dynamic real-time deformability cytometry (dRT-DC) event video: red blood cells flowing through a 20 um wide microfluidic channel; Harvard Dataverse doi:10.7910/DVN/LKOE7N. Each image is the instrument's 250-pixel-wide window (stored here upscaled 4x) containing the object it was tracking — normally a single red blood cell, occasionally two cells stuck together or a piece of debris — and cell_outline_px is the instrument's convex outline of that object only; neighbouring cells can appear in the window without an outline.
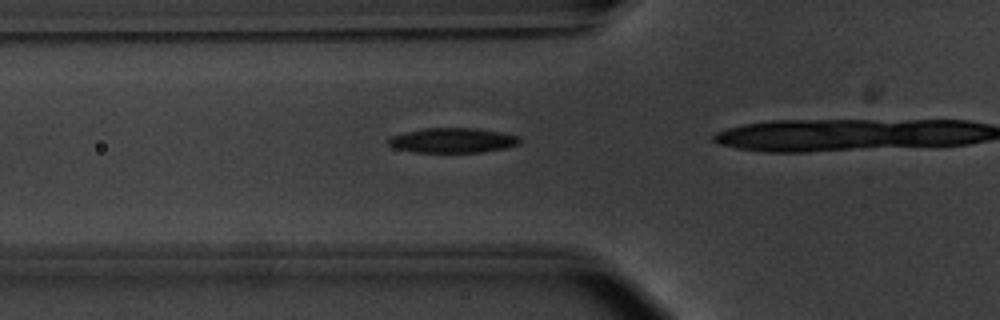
{"species": "common noctule bat (a hibernating species)", "species_latin": "Nyctalus noctula", "temperature_condition": "warm", "stored_images_in_passage": 20, "camera_frame_rate_fps": 3000, "um_per_image_px": 0.085, "animal": {"sex": "male", "body_mass_g": 20.1, "forearm_length_mm": 53.5}, "frame": {"image": 1, "passage_image": 16, "time_ms": 5.0, "image_size_px": [1000, 320], "cell_outline_px": [[520, 144], [504, 148], [484, 152], [412, 152], [392, 148], [388, 144], [388, 140], [392, 136], [424, 128], [476, 128], [500, 132], [520, 136]], "centroid_in_image_um": [38.49, 11.94], "position_along_channel_um": 87.3, "area_um2": 19.02}}